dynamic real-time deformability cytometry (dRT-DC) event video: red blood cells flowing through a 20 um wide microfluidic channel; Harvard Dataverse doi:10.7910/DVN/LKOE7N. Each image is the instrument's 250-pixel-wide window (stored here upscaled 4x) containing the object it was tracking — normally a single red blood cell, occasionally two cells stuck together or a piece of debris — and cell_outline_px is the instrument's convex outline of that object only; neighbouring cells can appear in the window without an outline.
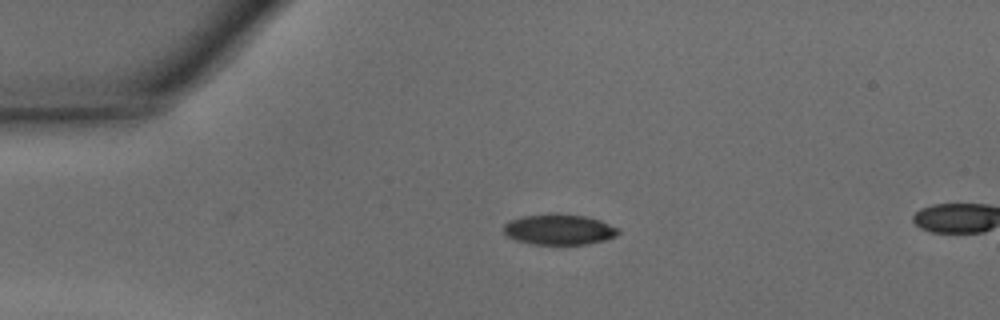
{"species": "common noctule bat (a hibernating species)", "species_latin": "Nyctalus noctula", "temperature_condition": "warm", "stored_images_in_passage": 34, "camera_frame_rate_fps": 3000, "um_per_image_px": 0.085, "animal": {"sex": "male", "body_mass_g": 15.6}, "frame": {"image": 1, "passage_image": 1, "time_ms": 0.0, "image_size_px": [1000, 320], "cell_outline_px": [[620, 232], [616, 236], [604, 240], [588, 244], [536, 244], [516, 240], [508, 236], [504, 232], [504, 224], [508, 220], [524, 216], [556, 212], [584, 216], [600, 220], [620, 228]], "centroid_in_image_um": [47.54, 19.49], "position_along_channel_um": 37.5, "area_um2": 20.58}}
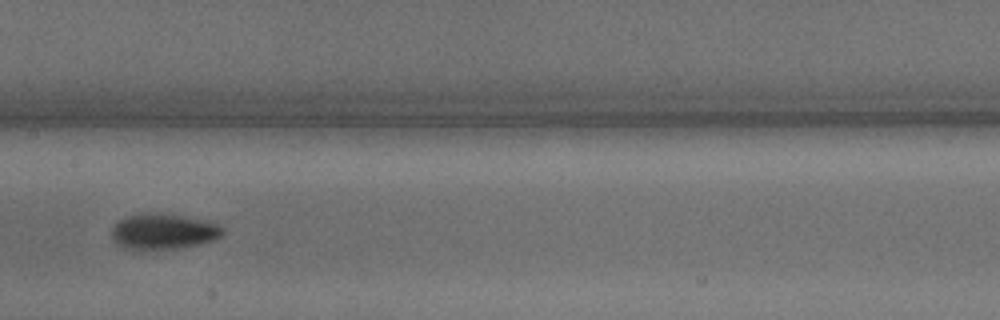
{"frame": {"image": 2, "passage_image": 14, "time_ms": 4.333, "image_size_px": [1000, 320], "cell_outline_px": [[224, 232], [220, 236], [212, 240], [196, 244], [176, 248], [124, 248], [112, 236], [112, 228], [124, 216], [152, 212], [180, 216], [216, 224], [224, 228]], "centroid_in_image_um": [13.86, 19.65], "position_along_channel_um": 193.5, "area_um2": 22.08}}
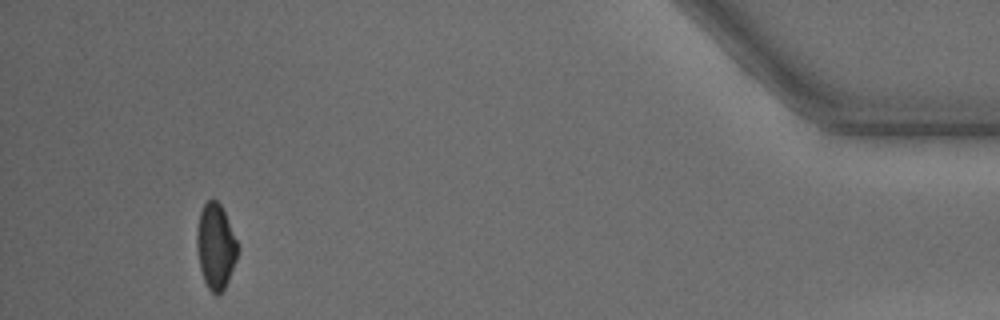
{"frame": {"image": 3, "passage_image": 34, "time_ms": 11.0, "image_size_px": [1000, 320], "cell_outline_px": [[236, 260], [228, 280], [224, 288], [216, 296], [208, 288], [204, 280], [200, 268], [196, 248], [196, 232], [200, 212], [204, 204], [212, 196], [220, 204], [224, 212], [236, 240]], "centroid_in_image_um": [18.29, 20.92], "position_along_channel_um": 416.9, "area_um2": 20.0}, "authors_computed_cell_mechanics": {"area_um2": 21.7617, "velocity_mm_per_s": 4.3662, "shape_relaxation_time_tau1_ms": 2.8485, "shape_relaxation_time_tau2_ms": 1.5977, "deformation_change_tau1": 0.1168, "deformation_change_tau2": 0.0616}}